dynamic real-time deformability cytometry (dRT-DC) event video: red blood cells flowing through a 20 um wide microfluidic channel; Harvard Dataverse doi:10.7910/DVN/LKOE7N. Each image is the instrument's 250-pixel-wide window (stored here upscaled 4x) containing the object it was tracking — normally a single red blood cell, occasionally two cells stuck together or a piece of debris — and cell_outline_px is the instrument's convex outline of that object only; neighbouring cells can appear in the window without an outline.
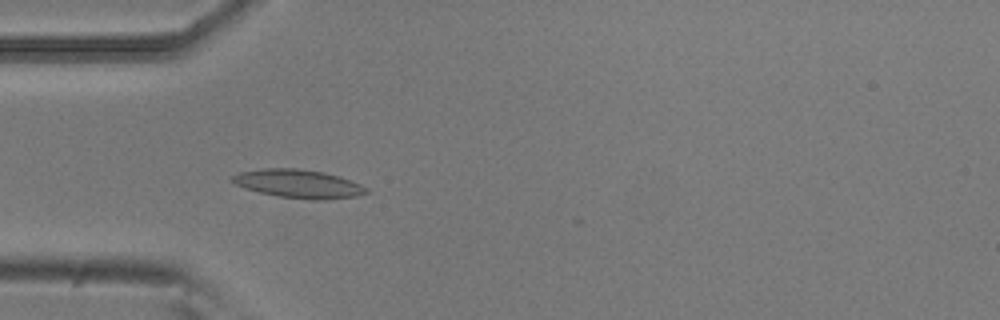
{"species": "common noctule bat (a hibernating species)", "species_latin": "Nyctalus noctula", "temperature_condition": "room temperature", "stored_images_in_passage": 22, "camera_frame_rate_fps": 3000, "um_per_image_px": 0.085, "animal": {"sex": "male", "body_mass_g": 20.5, "forearm_length_mm": 52.5}, "frame": {"image": 1, "passage_image": 15, "time_ms": 4.667, "image_size_px": [1000, 320], "cell_outline_px": [[368, 192], [356, 196], [324, 200], [312, 200], [276, 196], [244, 188], [236, 184], [232, 180], [232, 176], [240, 172], [264, 168], [296, 168], [324, 172], [360, 184]], "centroid_in_image_um": [25.33, 15.62], "position_along_channel_um": 59.7, "area_um2": 21.91}}
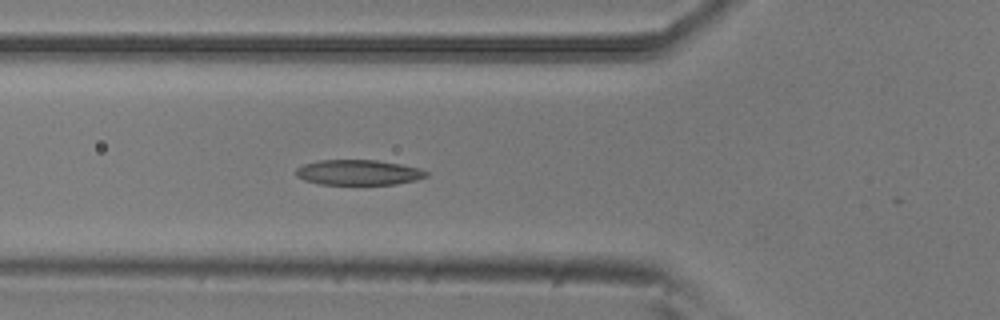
{"frame": {"image": 2, "passage_image": 18, "time_ms": 5.667, "image_size_px": [1000, 320], "cell_outline_px": [[428, 176], [416, 180], [396, 184], [320, 184], [304, 180], [296, 176], [296, 168], [304, 164], [320, 160], [376, 160], [400, 164], [420, 168], [428, 172]], "centroid_in_image_um": [30.47, 14.65], "position_along_channel_um": 95.3, "area_um2": 19.13}}
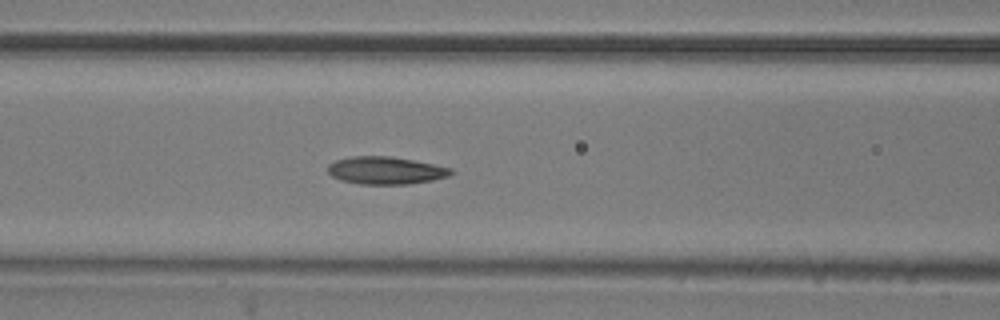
{"frame": {"image": 3, "passage_image": 21, "time_ms": 6.667, "image_size_px": [1000, 320], "cell_outline_px": [[456, 172], [448, 176], [432, 180], [408, 184], [360, 184], [340, 180], [332, 176], [328, 172], [328, 164], [336, 160], [352, 156], [392, 156], [452, 168]], "centroid_in_image_um": [32.78, 14.49], "position_along_channel_um": 133.8, "area_um2": 19.77}}